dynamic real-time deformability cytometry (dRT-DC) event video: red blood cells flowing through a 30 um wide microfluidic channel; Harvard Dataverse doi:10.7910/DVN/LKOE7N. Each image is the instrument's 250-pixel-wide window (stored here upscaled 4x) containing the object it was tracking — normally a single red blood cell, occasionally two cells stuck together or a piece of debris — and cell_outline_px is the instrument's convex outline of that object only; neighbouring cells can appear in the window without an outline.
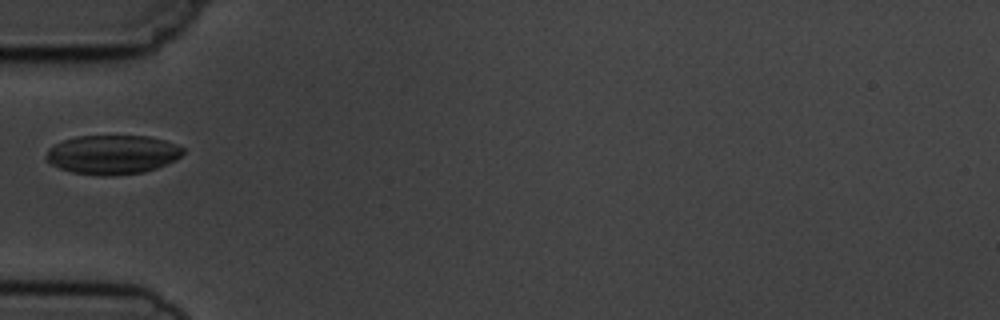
{"species": "common noctule bat (a hibernating species)", "species_latin": "Nyctalus noctula", "temperature_condition": "cold", "stored_images_in_passage": 3, "camera_frame_rate_fps": 3000, "um_per_image_px": 0.085, "animal": {"sex": "male", "body_mass_g": 19.5, "forearm_length_mm": 54.6}, "frame": {"image": 1, "passage_image": 3, "time_ms": 2.333, "image_size_px": [1000, 320], "cell_outline_px": [[184, 152], [176, 160], [156, 168], [144, 172], [104, 176], [72, 172], [60, 168], [44, 160], [44, 156], [48, 148], [52, 144], [76, 136], [148, 136], [164, 140], [176, 144], [184, 148]], "centroid_in_image_um": [9.52, 13.13], "position_along_channel_um": 75.5, "area_um2": 31.33}}